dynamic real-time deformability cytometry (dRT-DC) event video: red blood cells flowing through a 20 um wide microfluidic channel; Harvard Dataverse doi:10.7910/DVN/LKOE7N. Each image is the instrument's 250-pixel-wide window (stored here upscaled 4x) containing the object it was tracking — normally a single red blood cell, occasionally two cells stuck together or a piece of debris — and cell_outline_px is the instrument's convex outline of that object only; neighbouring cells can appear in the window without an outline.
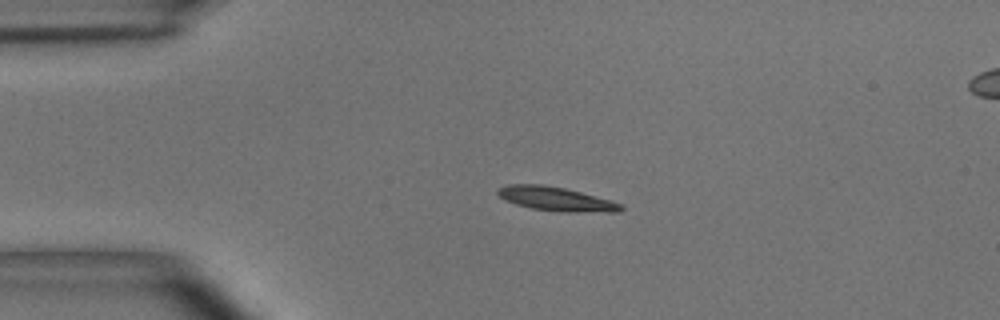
{"species": "common noctule bat (a hibernating species)", "species_latin": "Nyctalus noctula", "temperature_condition": "room temperature", "stored_images_in_passage": 44, "camera_frame_rate_fps": 3000, "um_per_image_px": 0.085, "animal": {"sex": "male", "body_mass_g": 15.6}, "frame": {"image": 1, "passage_image": 1, "time_ms": 0.0, "image_size_px": [1000, 320], "cell_outline_px": [[624, 208], [620, 212], [560, 212], [532, 208], [516, 204], [504, 200], [496, 192], [500, 188], [508, 184], [544, 184], [564, 188], [612, 200], [620, 204]], "centroid_in_image_um": [47.28, 16.91], "position_along_channel_um": 37.7, "area_um2": 17.22}}
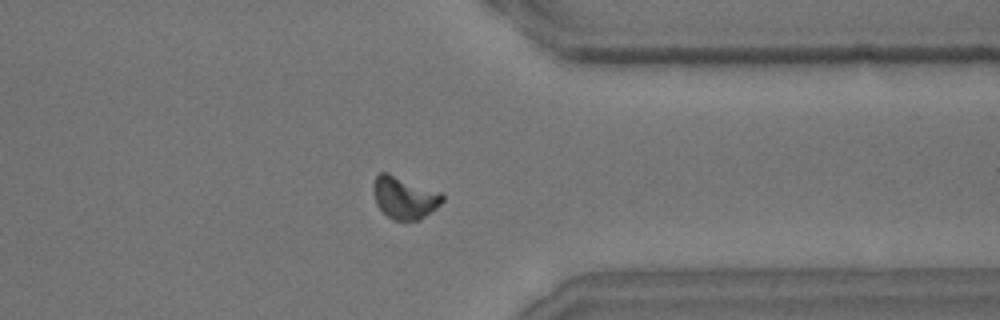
{"frame": {"image": 2, "passage_image": 32, "time_ms": 10.333, "image_size_px": [1000, 320], "cell_outline_px": [[444, 200], [436, 208], [420, 220], [392, 220], [376, 204], [372, 188], [376, 176], [380, 172], [388, 172], [440, 192], [444, 196]], "centroid_in_image_um": [34.37, 16.79], "position_along_channel_um": 377.0, "area_um2": 16.99}}
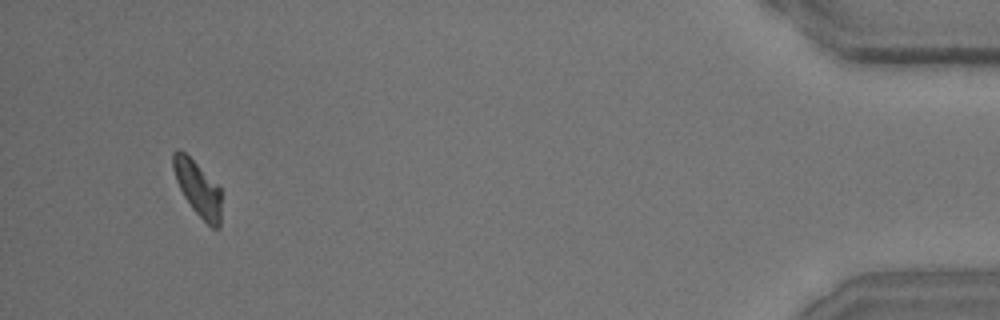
{"frame": {"image": 3, "passage_image": 41, "time_ms": 13.333, "image_size_px": [1000, 320], "cell_outline_px": [[220, 228], [212, 228], [192, 208], [184, 196], [176, 180], [172, 168], [172, 152], [180, 148], [220, 188]], "centroid_in_image_um": [16.78, 16.01], "position_along_channel_um": 418.4, "area_um2": 15.03}, "authors_computed_cell_mechanics": {"area_um2": 16.5597, "velocity_mm_per_s": 3.6325, "shape_relaxation_time_tau1_ms": 3.5176, "shape_relaxation_time_tau2_ms": null, "deformation_change_tau1": 0.1363, "deformation_change_tau2": null}}